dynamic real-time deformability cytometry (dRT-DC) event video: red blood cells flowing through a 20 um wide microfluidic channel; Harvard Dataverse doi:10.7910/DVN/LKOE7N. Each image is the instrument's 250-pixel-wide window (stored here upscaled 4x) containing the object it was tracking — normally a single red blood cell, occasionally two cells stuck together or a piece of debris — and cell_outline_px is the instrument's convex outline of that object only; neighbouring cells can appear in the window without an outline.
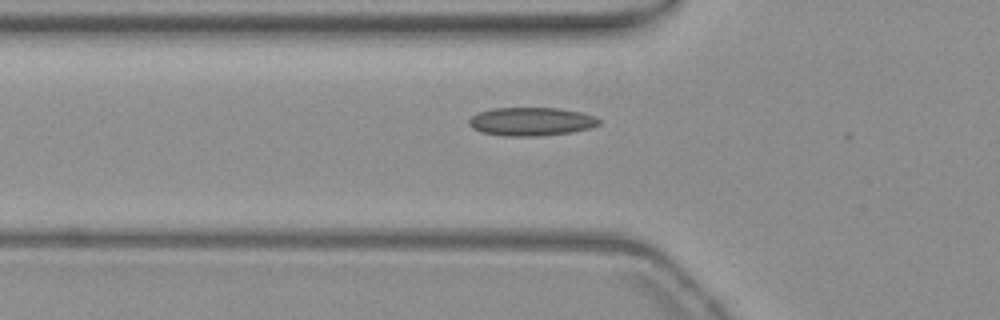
{"species": "common noctule bat (a hibernating species)", "species_latin": "Nyctalus noctula", "temperature_condition": "warm", "stored_images_in_passage": 41, "camera_frame_rate_fps": 3000, "um_per_image_px": 0.085, "animal": {"sex": "female", "body_mass_g": 19.3, "forearm_length_mm": 54.1}, "frame": {"image": 1, "passage_image": 8, "time_ms": 2.333, "image_size_px": [1000, 320], "cell_outline_px": [[600, 124], [592, 128], [572, 132], [540, 136], [504, 136], [480, 132], [472, 128], [468, 124], [468, 120], [472, 116], [480, 112], [492, 108], [556, 108], [580, 112], [596, 116], [600, 120]], "centroid_in_image_um": [45.16, 10.34], "position_along_channel_um": 80.6, "area_um2": 21.68}}
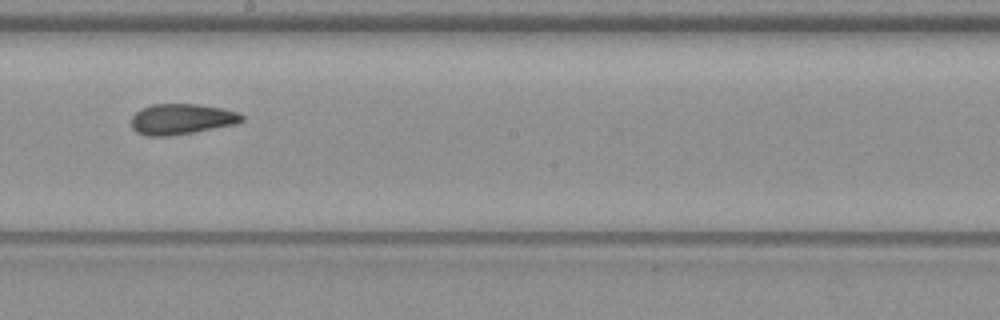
{"frame": {"image": 2, "passage_image": 20, "time_ms": 6.333, "image_size_px": [1000, 320], "cell_outline_px": [[244, 120], [236, 124], [192, 132], [168, 136], [144, 136], [136, 132], [132, 128], [132, 116], [140, 108], [152, 104], [200, 104], [240, 112], [244, 116]], "centroid_in_image_um": [15.42, 10.12], "position_along_channel_um": 232.8, "area_um2": 19.83}}
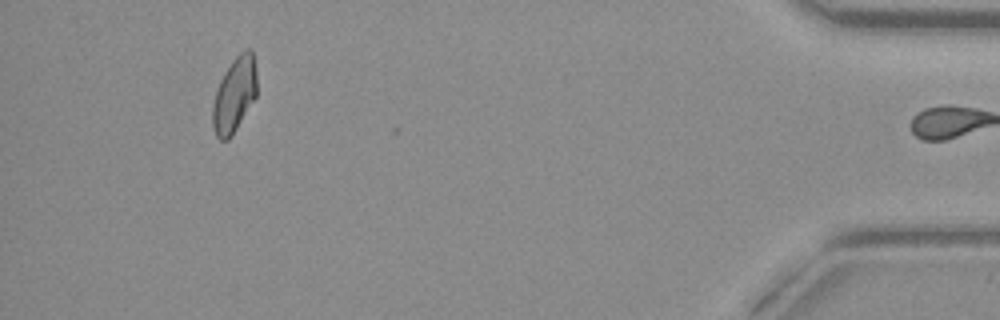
{"frame": {"image": 3, "passage_image": 40, "time_ms": 13.0, "image_size_px": [1000, 320], "cell_outline_px": [[256, 96], [232, 136], [228, 140], [220, 140], [216, 136], [212, 124], [212, 104], [216, 88], [224, 72], [232, 60], [244, 48], [252, 48], [256, 72]], "centroid_in_image_um": [19.91, 8.04], "position_along_channel_um": 415.3, "area_um2": 19.54}, "authors_computed_cell_mechanics": {"area_um2": 19.8832, "velocity_mm_per_s": 3.7824, "shape_relaxation_time_tau1_ms": null, "shape_relaxation_time_tau2_ms": 2.5935, "deformation_change_tau1": null, "deformation_change_tau2": 0.0781}}